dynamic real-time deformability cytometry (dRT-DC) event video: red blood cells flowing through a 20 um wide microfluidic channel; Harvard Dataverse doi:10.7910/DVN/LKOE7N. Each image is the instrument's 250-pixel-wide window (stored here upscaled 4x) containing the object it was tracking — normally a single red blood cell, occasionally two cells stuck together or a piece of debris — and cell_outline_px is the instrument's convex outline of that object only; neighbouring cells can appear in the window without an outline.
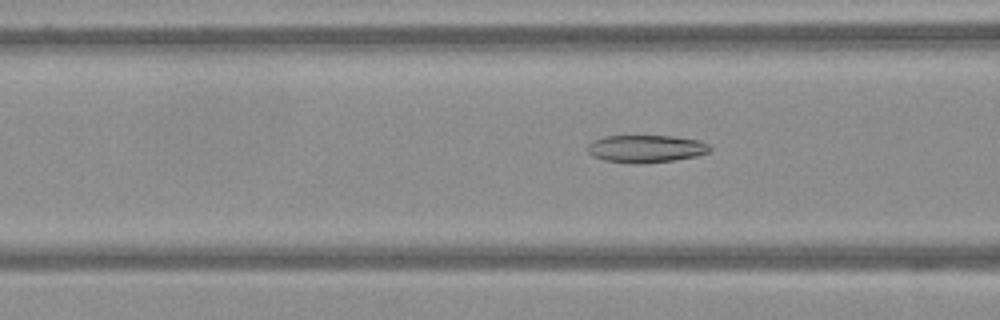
{"species": "Egyptian fruit bat (a non-hibernating species)", "species_latin": "Rousettus aegyptiacus", "temperature_condition": "warm", "stored_images_in_passage": 42, "camera_frame_rate_fps": 3000, "um_per_image_px": 0.085, "frame": {"image": 1, "passage_image": 4, "time_ms": 1.0, "image_size_px": [1000, 320], "cell_outline_px": [[712, 148], [708, 152], [696, 156], [676, 160], [640, 164], [628, 164], [604, 160], [592, 156], [588, 152], [588, 144], [592, 140], [604, 136], [672, 136], [700, 140], [708, 144]], "centroid_in_image_um": [54.89, 12.65], "position_along_channel_um": 111.7, "area_um2": 19.88}}
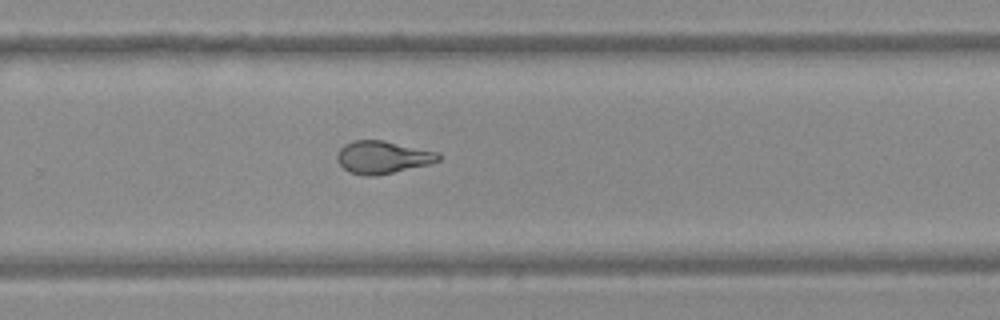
{"frame": {"image": 2, "passage_image": 21, "time_ms": 6.667, "image_size_px": [1000, 320], "cell_outline_px": [[440, 160], [428, 164], [376, 176], [364, 176], [348, 172], [336, 160], [336, 152], [344, 144], [352, 140], [384, 140], [440, 152]], "centroid_in_image_um": [32.49, 13.35], "position_along_channel_um": 297.3, "area_um2": 19.48}}
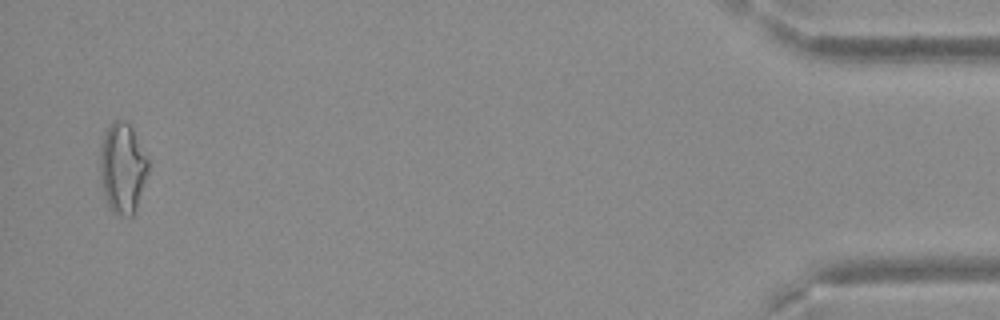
{"frame": {"image": 3, "passage_image": 40, "time_ms": 13.0, "image_size_px": [1000, 320], "cell_outline_px": [[148, 172], [136, 208], [132, 216], [120, 216], [112, 212], [104, 196], [100, 172], [100, 148], [104, 136], [112, 120], [124, 120], [132, 128], [148, 160]], "centroid_in_image_um": [10.4, 14.3], "position_along_channel_um": 424.8, "area_um2": 25.09}}